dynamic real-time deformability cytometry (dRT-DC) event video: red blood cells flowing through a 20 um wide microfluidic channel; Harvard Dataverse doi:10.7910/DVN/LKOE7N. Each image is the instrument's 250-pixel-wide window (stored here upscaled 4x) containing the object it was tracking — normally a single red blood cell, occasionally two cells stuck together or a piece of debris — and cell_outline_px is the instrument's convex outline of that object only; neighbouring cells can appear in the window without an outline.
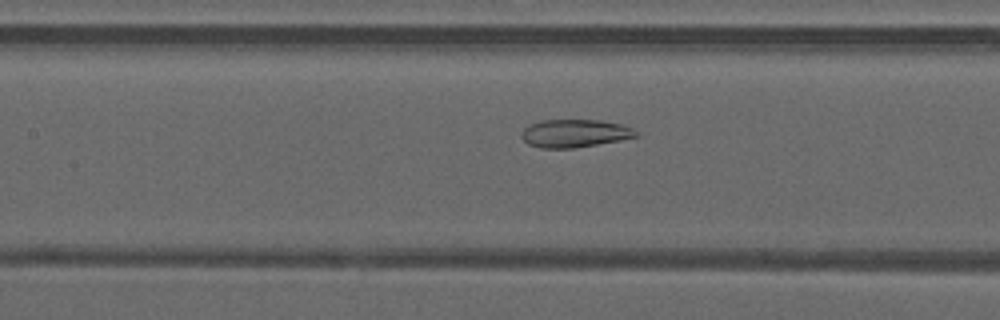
{"species": "common noctule bat (a hibernating species)", "species_latin": "Nyctalus noctula", "temperature_condition": "warm", "stored_images_in_passage": 49, "camera_frame_rate_fps": 3000, "um_per_image_px": 0.085, "animal": {"sex": "male", "forearm_length_mm": 52.5}, "frame": {"image": 1, "passage_image": 23, "time_ms": 7.333, "image_size_px": [1000, 320], "cell_outline_px": [[640, 136], [620, 140], [572, 148], [540, 148], [528, 144], [520, 136], [520, 132], [528, 124], [540, 120], [600, 120], [624, 124], [640, 132]], "centroid_in_image_um": [48.85, 11.32], "position_along_channel_um": 158.5, "area_um2": 18.9}}
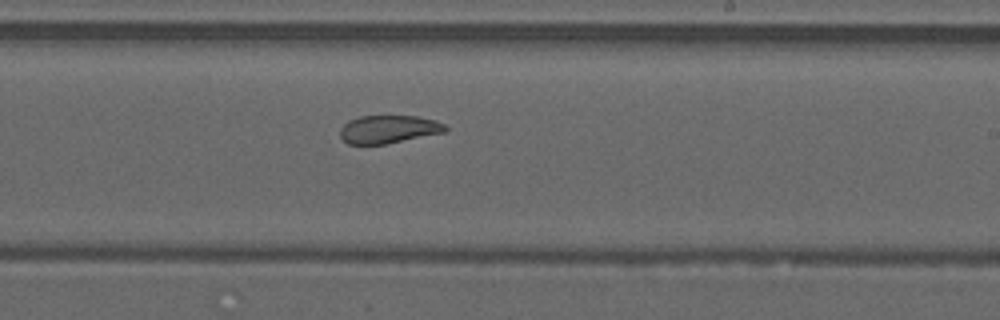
{"frame": {"image": 2, "passage_image": 30, "time_ms": 9.667, "image_size_px": [1000, 320], "cell_outline_px": [[448, 128], [444, 132], [384, 144], [348, 144], [340, 136], [340, 128], [348, 120], [360, 116], [416, 116], [436, 120], [444, 124]], "centroid_in_image_um": [33.0, 10.98], "position_along_channel_um": 256.0, "area_um2": 17.05}}
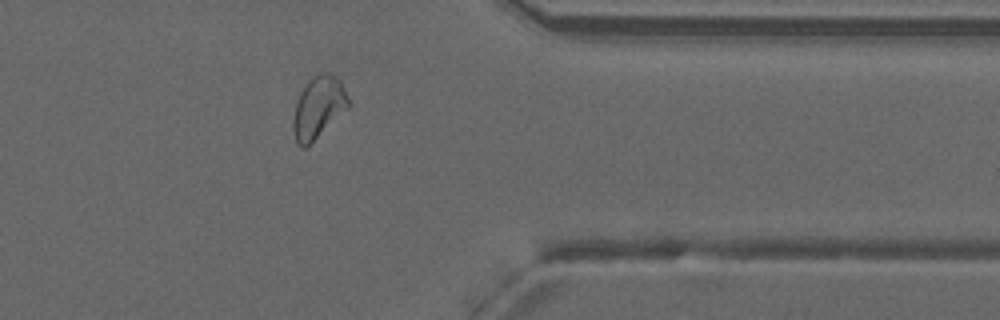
{"frame": {"image": 3, "passage_image": 40, "time_ms": 13.0, "image_size_px": [1000, 320], "cell_outline_px": [[348, 108], [304, 148], [296, 144], [292, 128], [292, 120], [296, 104], [300, 92], [304, 84], [312, 76], [320, 72], [328, 72], [336, 76], [340, 80], [348, 96]], "centroid_in_image_um": [27.03, 9.08], "position_along_channel_um": 384.4, "area_um2": 19.77}, "authors_computed_cell_mechanics": {"area_um2": 21.675, "velocity_mm_per_s": 4.2031, "shape_relaxation_time_tau1_ms": null, "shape_relaxation_time_tau2_ms": 1.9108, "deformation_change_tau1": null, "deformation_change_tau2": 0.0891}}